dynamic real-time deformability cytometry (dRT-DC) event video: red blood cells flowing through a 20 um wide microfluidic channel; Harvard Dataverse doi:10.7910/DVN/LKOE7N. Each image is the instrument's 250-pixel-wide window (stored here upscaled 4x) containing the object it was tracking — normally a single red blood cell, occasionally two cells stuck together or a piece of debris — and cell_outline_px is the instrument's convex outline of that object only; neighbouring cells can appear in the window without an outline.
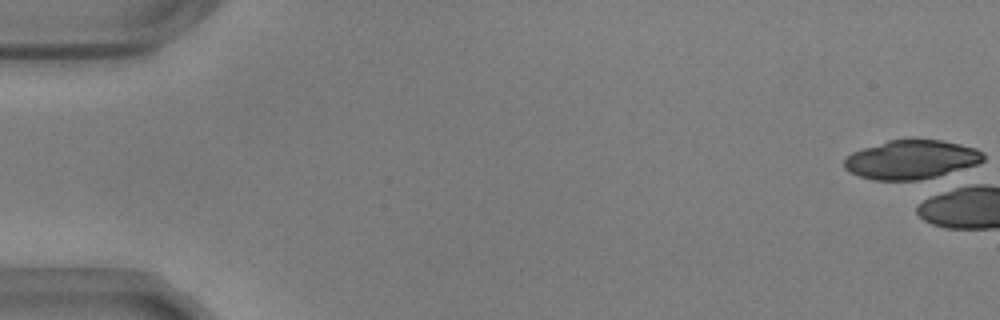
{"species": "common noctule bat (a hibernating species)", "species_latin": "Nyctalus noctula", "temperature_condition": "warm", "stored_images_in_passage": 2, "camera_frame_rate_fps": 3000, "um_per_image_px": 0.085, "animal": {"sex": "male", "body_mass_g": 17.9, "forearm_length_mm": 54.2}, "frame": {"image": 1, "passage_image": 1, "time_ms": 0.0, "image_size_px": [1000, 320], "cell_outline_px": [[984, 160], [968, 168], [920, 180], [872, 180], [860, 176], [844, 168], [844, 160], [852, 152], [888, 140], [940, 140], [960, 144], [976, 148], [984, 152]], "centroid_in_image_um": [77.48, 13.57], "position_along_channel_um": 7.5, "area_um2": 31.39}}